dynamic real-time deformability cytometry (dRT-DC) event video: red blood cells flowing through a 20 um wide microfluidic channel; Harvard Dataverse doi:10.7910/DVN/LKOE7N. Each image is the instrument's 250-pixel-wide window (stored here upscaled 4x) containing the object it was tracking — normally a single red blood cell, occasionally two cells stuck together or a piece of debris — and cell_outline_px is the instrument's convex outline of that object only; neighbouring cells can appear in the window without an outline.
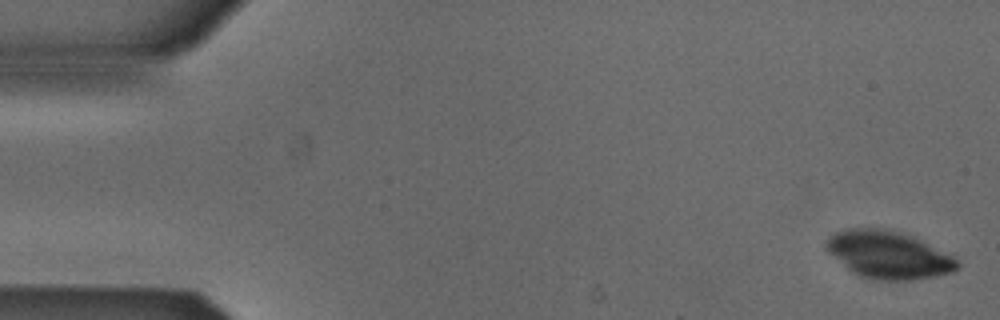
{"species": "Egyptian fruit bat (a non-hibernating species)", "species_latin": "Rousettus aegyptiacus", "temperature_condition": "cold", "stored_images_in_passage": 4, "camera_frame_rate_fps": 3000, "um_per_image_px": 0.085, "animal": {"sex": "male"}, "frame": {"image": 1, "passage_image": 1, "time_ms": 0.0, "image_size_px": [1000, 320], "cell_outline_px": [[960, 264], [952, 272], [912, 280], [872, 280], [860, 276], [852, 272], [828, 252], [824, 244], [824, 240], [828, 236], [844, 228], [884, 228], [900, 232], [912, 236], [952, 256]], "centroid_in_image_um": [75.45, 21.65], "position_along_channel_um": 9.6, "area_um2": 36.13}}